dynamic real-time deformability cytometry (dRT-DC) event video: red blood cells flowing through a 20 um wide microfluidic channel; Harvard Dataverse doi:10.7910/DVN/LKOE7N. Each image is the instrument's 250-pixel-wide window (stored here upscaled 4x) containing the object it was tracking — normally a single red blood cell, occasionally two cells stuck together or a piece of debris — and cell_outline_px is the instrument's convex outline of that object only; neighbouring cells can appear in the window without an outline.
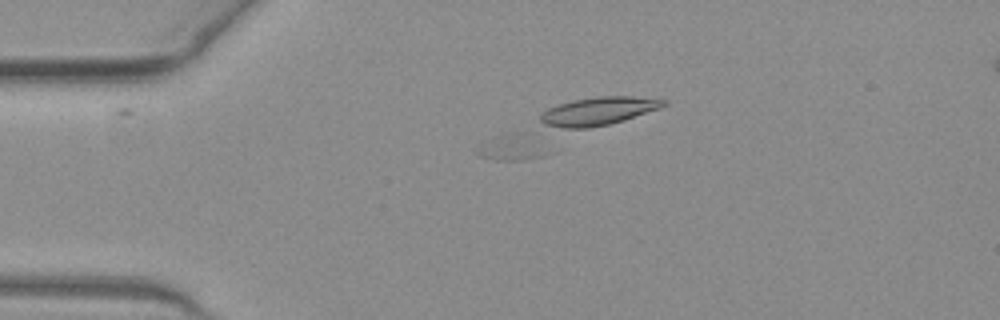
{"species": "common noctule bat (a hibernating species)", "species_latin": "Nyctalus noctula", "temperature_condition": "warm", "stored_images_in_passage": 2, "camera_frame_rate_fps": 3000, "um_per_image_px": 0.085, "animal": {"sex": "female", "body_mass_g": 19.3, "forearm_length_mm": 54.1}, "frame": {"image": 1, "passage_image": 1, "time_ms": 0.0, "image_size_px": [1000, 320], "cell_outline_px": [[548, 152], [544, 156], [520, 160], [496, 160], [480, 156], [476, 152], [476, 144], [492, 136], [508, 132], [524, 132]], "centroid_in_image_um": [43.36, 12.52], "position_along_channel_um": 41.6, "area_um2": 10.75}}